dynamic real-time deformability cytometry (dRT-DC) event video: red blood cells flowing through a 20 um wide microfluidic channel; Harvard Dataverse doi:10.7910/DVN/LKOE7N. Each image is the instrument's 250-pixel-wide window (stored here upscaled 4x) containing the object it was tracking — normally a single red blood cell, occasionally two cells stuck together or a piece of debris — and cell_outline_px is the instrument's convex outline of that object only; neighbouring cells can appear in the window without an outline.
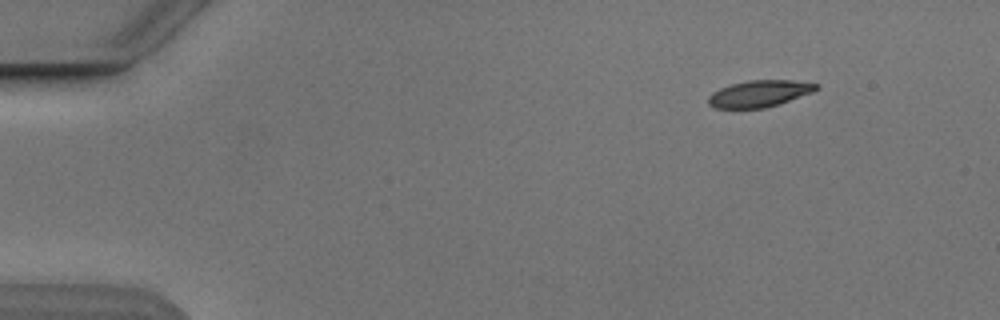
{"species": "Egyptian fruit bat (a non-hibernating species)", "species_latin": "Rousettus aegyptiacus", "temperature_condition": "cold", "stored_images_in_passage": 4, "camera_frame_rate_fps": 3000, "um_per_image_px": 0.085, "animal": {"sex": "male"}, "frame": {"image": 1, "passage_image": 1, "time_ms": 0.0, "image_size_px": [1000, 320], "cell_outline_px": [[820, 88], [812, 92], [780, 104], [764, 108], [716, 108], [708, 104], [708, 96], [712, 92], [720, 88], [732, 84], [748, 80], [792, 80], [820, 84]], "centroid_in_image_um": [64.56, 7.95], "position_along_channel_um": 20.4, "area_um2": 16.82}}
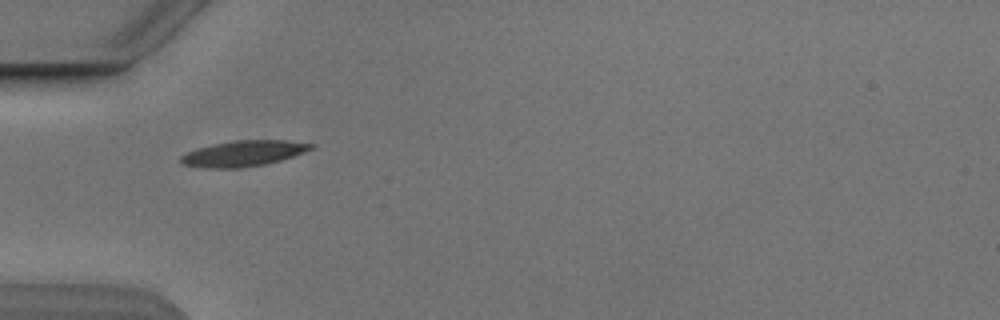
{"frame": {"image": 2, "passage_image": 4, "time_ms": 3.667, "image_size_px": [1000, 320], "cell_outline_px": [[316, 148], [280, 160], [264, 164], [240, 168], [204, 168], [180, 164], [180, 156], [196, 148], [212, 144], [236, 140], [288, 140], [316, 144]], "centroid_in_image_um": [20.69, 13.04], "position_along_channel_um": 64.3, "area_um2": 19.65}}